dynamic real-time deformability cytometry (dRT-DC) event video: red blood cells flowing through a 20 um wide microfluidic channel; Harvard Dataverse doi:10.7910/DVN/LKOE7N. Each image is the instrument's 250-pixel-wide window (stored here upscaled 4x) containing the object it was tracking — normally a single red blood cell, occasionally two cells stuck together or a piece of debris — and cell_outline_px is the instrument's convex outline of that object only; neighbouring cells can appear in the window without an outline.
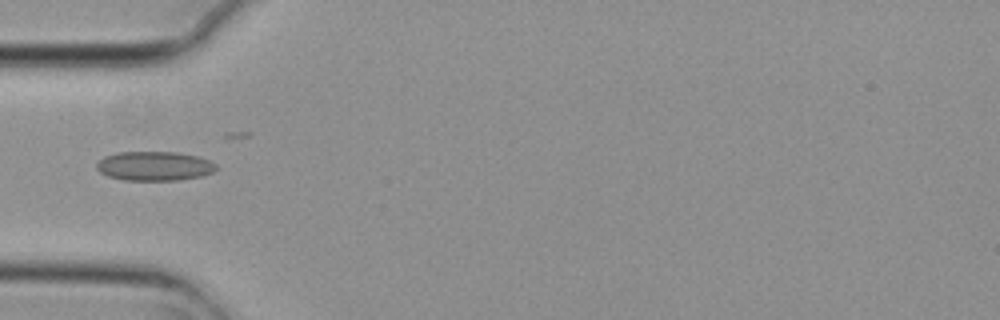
{"species": "common noctule bat (a hibernating species)", "species_latin": "Nyctalus noctula", "temperature_condition": "cold", "stored_images_in_passage": 5, "camera_frame_rate_fps": 3000, "um_per_image_px": 0.085, "animal": {"sex": "female", "body_mass_g": 29.2, "forearm_length_mm": 56.3}, "frame": {"image": 1, "passage_image": 4, "time_ms": 1.0, "image_size_px": [1000, 320], "cell_outline_px": [[216, 168], [212, 172], [200, 176], [180, 180], [124, 180], [108, 176], [100, 172], [96, 168], [96, 164], [104, 156], [116, 152], [176, 152], [196, 156], [208, 160], [216, 164]], "centroid_in_image_um": [13.09, 14.11], "position_along_channel_um": 71.9, "area_um2": 20.29}}
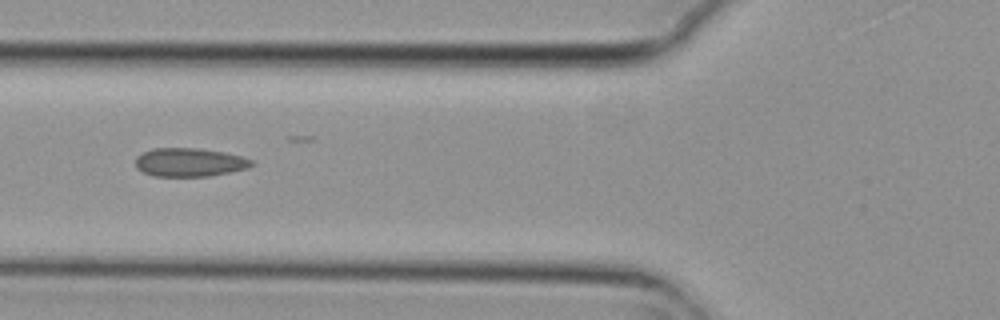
{"frame": {"image": 2, "passage_image": 5, "time_ms": 1.333, "image_size_px": [1000, 320], "cell_outline_px": [[256, 164], [248, 168], [232, 172], [208, 176], [152, 176], [136, 168], [136, 156], [152, 148], [196, 148], [224, 152], [240, 156], [252, 160]], "centroid_in_image_um": [16.12, 13.8], "position_along_channel_um": 109.7, "area_um2": 19.36}}